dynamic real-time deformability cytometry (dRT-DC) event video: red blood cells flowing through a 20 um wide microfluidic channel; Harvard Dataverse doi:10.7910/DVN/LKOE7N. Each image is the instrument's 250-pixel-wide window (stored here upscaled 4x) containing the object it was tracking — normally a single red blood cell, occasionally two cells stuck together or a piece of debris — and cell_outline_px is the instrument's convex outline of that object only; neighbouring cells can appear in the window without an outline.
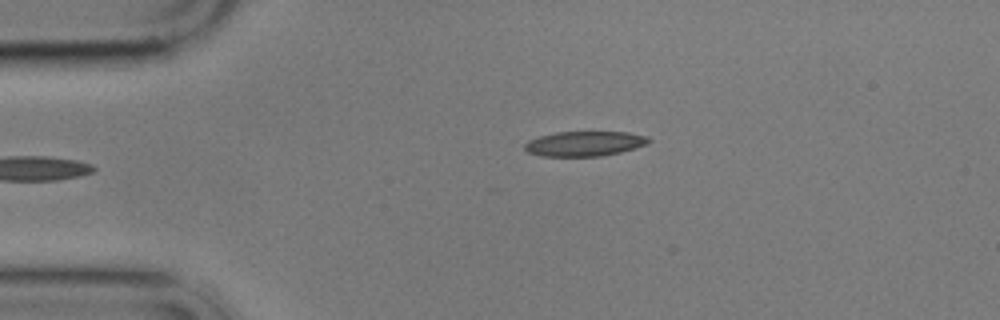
{"species": "common noctule bat (a hibernating species)", "species_latin": "Nyctalus noctula", "temperature_condition": "cold", "stored_images_in_passage": 4, "camera_frame_rate_fps": 3000, "um_per_image_px": 0.085, "animal": {"sex": "male", "body_mass_g": 17.9}, "frame": {"image": 1, "passage_image": 4, "time_ms": 3.333, "image_size_px": [1000, 320], "cell_outline_px": [[652, 140], [648, 144], [636, 148], [620, 152], [600, 156], [540, 156], [528, 152], [524, 148], [524, 144], [528, 140], [540, 136], [556, 132], [628, 132], [648, 136]], "centroid_in_image_um": [49.71, 12.21], "position_along_channel_um": 35.3, "area_um2": 18.09}}